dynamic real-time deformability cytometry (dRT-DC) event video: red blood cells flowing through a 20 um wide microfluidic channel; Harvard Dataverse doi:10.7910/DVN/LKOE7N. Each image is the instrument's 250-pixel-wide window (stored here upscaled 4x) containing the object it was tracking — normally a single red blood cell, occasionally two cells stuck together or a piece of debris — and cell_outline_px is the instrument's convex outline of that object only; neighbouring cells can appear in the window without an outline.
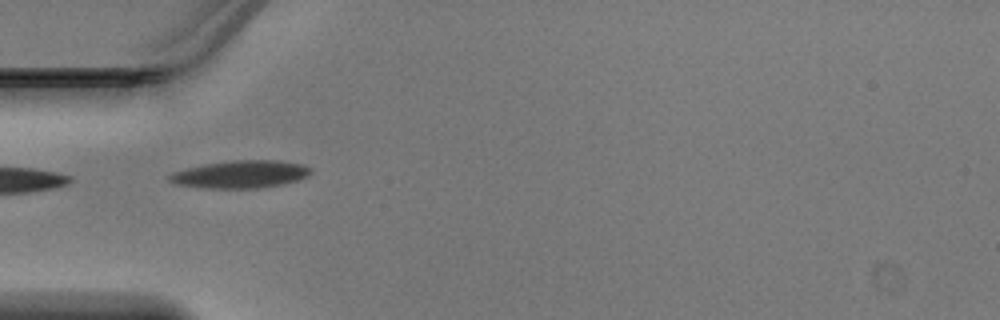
{"species": "Egyptian fruit bat (a non-hibernating species)", "species_latin": "Rousettus aegyptiacus", "temperature_condition": "warm", "stored_images_in_passage": 33, "camera_frame_rate_fps": 3000, "um_per_image_px": 0.085, "animal": {"sex": "male"}, "frame": {"image": 1, "passage_image": 1, "time_ms": 0.0, "image_size_px": [1000, 320], "cell_outline_px": [[312, 172], [308, 176], [300, 180], [284, 184], [264, 188], [204, 188], [176, 184], [168, 180], [168, 176], [172, 172], [204, 164], [236, 160], [276, 160], [304, 164]], "centroid_in_image_um": [20.48, 14.82], "position_along_channel_um": 64.5, "area_um2": 22.83}}
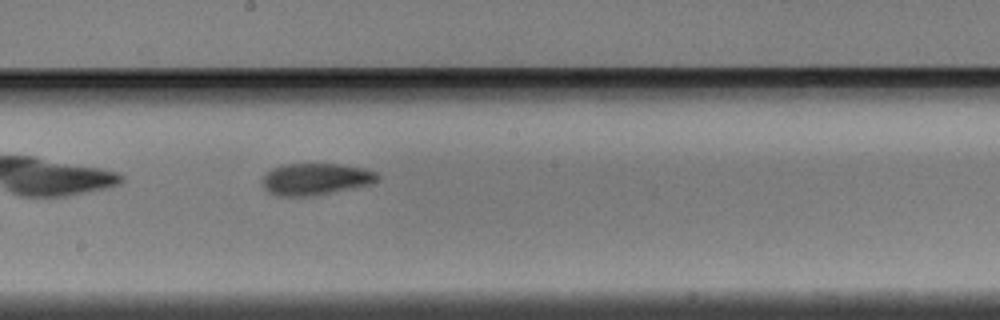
{"frame": {"image": 2, "passage_image": 12, "time_ms": 3.667, "image_size_px": [1000, 320], "cell_outline_px": [[380, 176], [372, 184], [312, 196], [276, 196], [268, 192], [260, 184], [264, 176], [272, 168], [280, 164], [336, 164], [364, 168], [376, 172]], "centroid_in_image_um": [26.79, 15.22], "position_along_channel_um": 221.4, "area_um2": 21.39}}
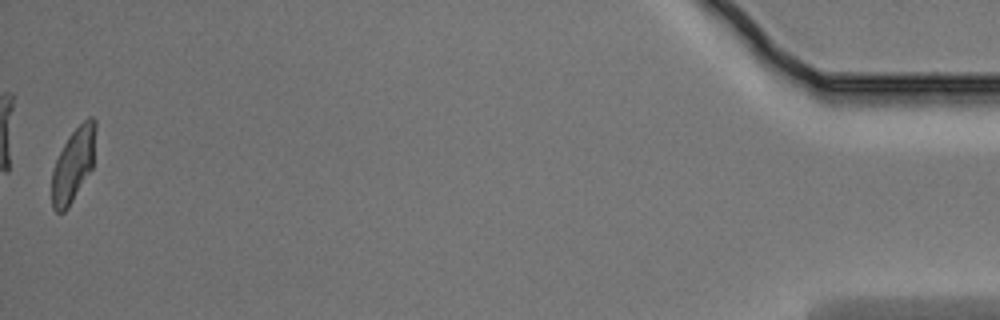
{"frame": {"image": 3, "passage_image": 33, "time_ms": 10.667, "image_size_px": [1000, 320], "cell_outline_px": [[96, 128], [92, 168], [68, 208], [64, 212], [56, 212], [52, 208], [52, 172], [56, 160], [68, 136], [88, 116], [92, 116], [96, 120]], "centroid_in_image_um": [6.23, 13.99], "position_along_channel_um": 429.0, "area_um2": 18.67}}